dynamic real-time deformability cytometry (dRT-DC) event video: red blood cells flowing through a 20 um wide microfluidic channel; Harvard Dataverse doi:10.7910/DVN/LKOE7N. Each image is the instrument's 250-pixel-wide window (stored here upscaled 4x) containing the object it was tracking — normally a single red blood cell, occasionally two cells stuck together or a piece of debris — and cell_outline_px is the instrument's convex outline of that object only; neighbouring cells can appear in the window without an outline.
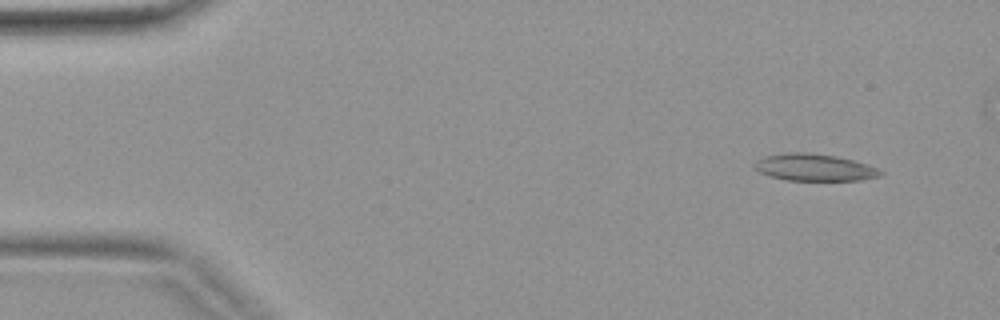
{"species": "common noctule bat (a hibernating species)", "species_latin": "Nyctalus noctula", "temperature_condition": "warm", "stored_images_in_passage": 4, "camera_frame_rate_fps": 3000, "um_per_image_px": 0.085, "animal": {"sex": "female", "body_mass_g": 19.9}, "frame": {"image": 1, "passage_image": 1, "time_ms": 0.0, "image_size_px": [1000, 320], "cell_outline_px": [[884, 172], [880, 176], [860, 180], [788, 180], [772, 176], [760, 172], [752, 164], [756, 160], [764, 156], [784, 152], [808, 152], [836, 156], [868, 164]], "centroid_in_image_um": [69.21, 14.21], "position_along_channel_um": 15.8, "area_um2": 19.77}}
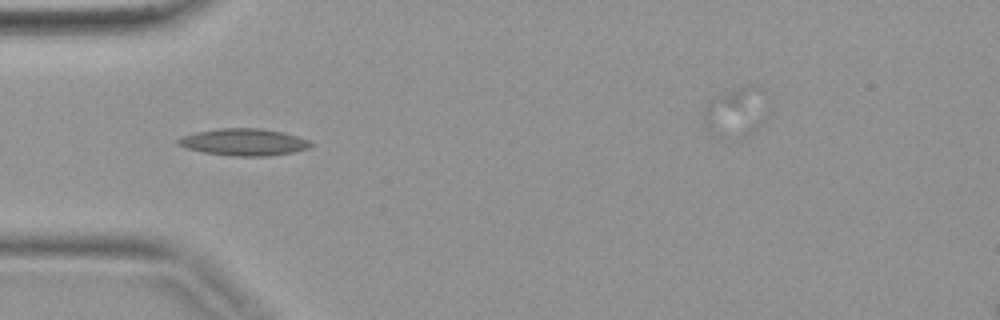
{"frame": {"image": 2, "passage_image": 3, "time_ms": 0.667, "image_size_px": [1000, 320], "cell_outline_px": [[312, 144], [308, 148], [292, 152], [268, 156], [232, 156], [204, 152], [188, 148], [176, 144], [176, 140], [184, 136], [196, 132], [220, 128], [260, 128], [284, 132], [308, 140]], "centroid_in_image_um": [20.72, 12.07], "position_along_channel_um": 64.3, "area_um2": 20.63}}
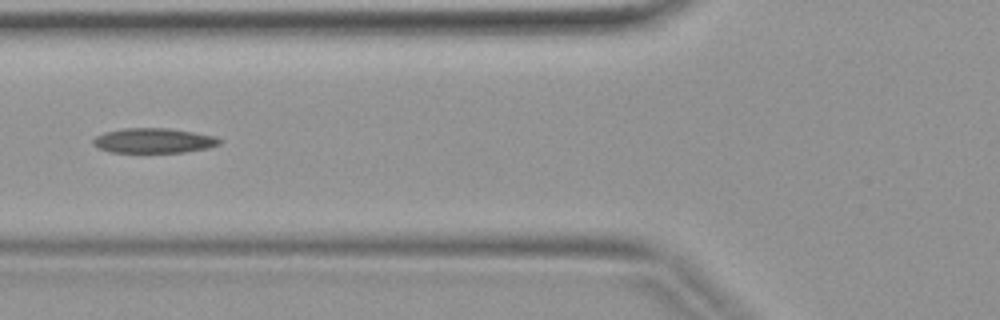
{"frame": {"image": 3, "passage_image": 4, "time_ms": 1.0, "image_size_px": [1000, 320], "cell_outline_px": [[224, 140], [220, 144], [208, 148], [184, 152], [108, 152], [96, 148], [92, 144], [92, 140], [96, 136], [104, 132], [124, 128], [168, 128], [216, 136]], "centroid_in_image_um": [13.05, 11.95], "position_along_channel_um": 112.8, "area_um2": 18.5}}